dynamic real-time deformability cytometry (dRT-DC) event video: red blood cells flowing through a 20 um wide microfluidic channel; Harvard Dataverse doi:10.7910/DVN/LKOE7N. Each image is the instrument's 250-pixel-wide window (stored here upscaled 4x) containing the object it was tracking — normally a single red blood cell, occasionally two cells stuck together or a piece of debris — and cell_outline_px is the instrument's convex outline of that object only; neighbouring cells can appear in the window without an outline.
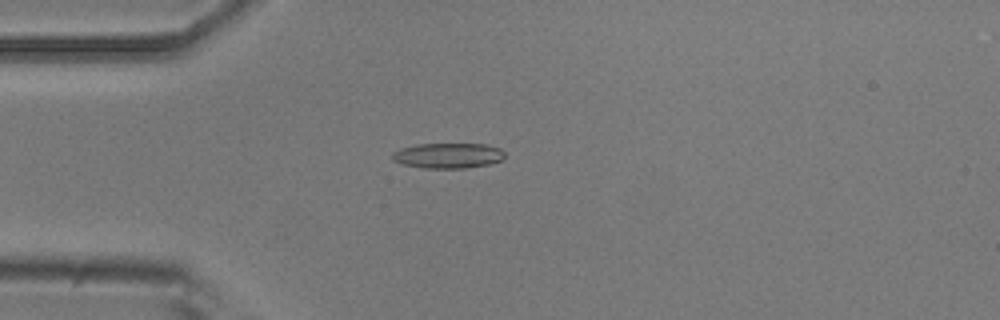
{"species": "common noctule bat (a hibernating species)", "species_latin": "Nyctalus noctula", "temperature_condition": "room temperature", "stored_images_in_passage": 3, "camera_frame_rate_fps": 3000, "um_per_image_px": 0.085, "animal": {"sex": "male", "body_mass_g": 20.5, "forearm_length_mm": 52.5}, "frame": {"image": 1, "passage_image": 1, "time_ms": 0.0, "image_size_px": [1000, 320], "cell_outline_px": [[504, 160], [488, 164], [464, 168], [424, 168], [404, 164], [392, 160], [392, 152], [400, 148], [416, 144], [488, 144], [500, 148], [504, 152]], "centroid_in_image_um": [38.09, 13.22], "position_along_channel_um": 46.9, "area_um2": 16.65}}